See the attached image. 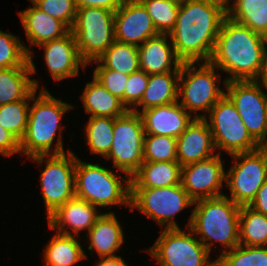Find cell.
<instances>
[{"mask_svg": "<svg viewBox=\"0 0 267 266\" xmlns=\"http://www.w3.org/2000/svg\"><path fill=\"white\" fill-rule=\"evenodd\" d=\"M114 118L90 117L85 136L91 153L106 157L113 143Z\"/></svg>", "mask_w": 267, "mask_h": 266, "instance_id": "1f68e13d", "label": "cell"}, {"mask_svg": "<svg viewBox=\"0 0 267 266\" xmlns=\"http://www.w3.org/2000/svg\"><path fill=\"white\" fill-rule=\"evenodd\" d=\"M93 76L112 95L117 96L124 105V90L127 85L128 76L111 69H95Z\"/></svg>", "mask_w": 267, "mask_h": 266, "instance_id": "ab89813d", "label": "cell"}, {"mask_svg": "<svg viewBox=\"0 0 267 266\" xmlns=\"http://www.w3.org/2000/svg\"><path fill=\"white\" fill-rule=\"evenodd\" d=\"M225 179L226 172L218 153L181 168V185L194 201L225 195L220 192Z\"/></svg>", "mask_w": 267, "mask_h": 266, "instance_id": "9a60e30c", "label": "cell"}, {"mask_svg": "<svg viewBox=\"0 0 267 266\" xmlns=\"http://www.w3.org/2000/svg\"><path fill=\"white\" fill-rule=\"evenodd\" d=\"M96 266H128L120 256L105 257L97 263Z\"/></svg>", "mask_w": 267, "mask_h": 266, "instance_id": "f6af8a7d", "label": "cell"}, {"mask_svg": "<svg viewBox=\"0 0 267 266\" xmlns=\"http://www.w3.org/2000/svg\"><path fill=\"white\" fill-rule=\"evenodd\" d=\"M123 2L124 0H75L77 8L100 7L114 12L121 7Z\"/></svg>", "mask_w": 267, "mask_h": 266, "instance_id": "b9f144b4", "label": "cell"}, {"mask_svg": "<svg viewBox=\"0 0 267 266\" xmlns=\"http://www.w3.org/2000/svg\"><path fill=\"white\" fill-rule=\"evenodd\" d=\"M44 266H74L87 258L75 236L56 232L44 250Z\"/></svg>", "mask_w": 267, "mask_h": 266, "instance_id": "83f0119b", "label": "cell"}, {"mask_svg": "<svg viewBox=\"0 0 267 266\" xmlns=\"http://www.w3.org/2000/svg\"><path fill=\"white\" fill-rule=\"evenodd\" d=\"M37 89L32 91V106H29V118L24 136L20 140V152L28 158L39 155L63 154V138L60 125L62 116L66 111L73 108V105L53 97L49 91L42 88L36 97ZM59 130L58 142L54 151L52 144L57 130ZM51 152V153H50Z\"/></svg>", "mask_w": 267, "mask_h": 266, "instance_id": "3957f363", "label": "cell"}, {"mask_svg": "<svg viewBox=\"0 0 267 266\" xmlns=\"http://www.w3.org/2000/svg\"><path fill=\"white\" fill-rule=\"evenodd\" d=\"M114 14L100 7L77 8L71 32L87 64L97 60L115 41Z\"/></svg>", "mask_w": 267, "mask_h": 266, "instance_id": "52a82bcc", "label": "cell"}, {"mask_svg": "<svg viewBox=\"0 0 267 266\" xmlns=\"http://www.w3.org/2000/svg\"><path fill=\"white\" fill-rule=\"evenodd\" d=\"M209 113L204 118L211 130L218 154H221L219 150L234 155L258 149V143L248 133L235 105L226 94Z\"/></svg>", "mask_w": 267, "mask_h": 266, "instance_id": "9c48e42d", "label": "cell"}, {"mask_svg": "<svg viewBox=\"0 0 267 266\" xmlns=\"http://www.w3.org/2000/svg\"><path fill=\"white\" fill-rule=\"evenodd\" d=\"M146 8L159 34H169L177 22L178 0H139Z\"/></svg>", "mask_w": 267, "mask_h": 266, "instance_id": "836d02e7", "label": "cell"}, {"mask_svg": "<svg viewBox=\"0 0 267 266\" xmlns=\"http://www.w3.org/2000/svg\"><path fill=\"white\" fill-rule=\"evenodd\" d=\"M108 168L99 164L82 162L78 157L75 165V195L96 207L111 205L130 206V179L125 184ZM126 186V187H124Z\"/></svg>", "mask_w": 267, "mask_h": 266, "instance_id": "5b68a950", "label": "cell"}, {"mask_svg": "<svg viewBox=\"0 0 267 266\" xmlns=\"http://www.w3.org/2000/svg\"><path fill=\"white\" fill-rule=\"evenodd\" d=\"M258 150L262 153V155L264 156L265 162L267 164V138L261 140L258 143Z\"/></svg>", "mask_w": 267, "mask_h": 266, "instance_id": "bcb514c9", "label": "cell"}, {"mask_svg": "<svg viewBox=\"0 0 267 266\" xmlns=\"http://www.w3.org/2000/svg\"><path fill=\"white\" fill-rule=\"evenodd\" d=\"M40 10L72 29L77 13L75 0H30Z\"/></svg>", "mask_w": 267, "mask_h": 266, "instance_id": "74e56055", "label": "cell"}, {"mask_svg": "<svg viewBox=\"0 0 267 266\" xmlns=\"http://www.w3.org/2000/svg\"><path fill=\"white\" fill-rule=\"evenodd\" d=\"M44 48L45 64L55 81L79 74V65L86 68L71 30L63 37L39 45Z\"/></svg>", "mask_w": 267, "mask_h": 266, "instance_id": "e0dca14e", "label": "cell"}, {"mask_svg": "<svg viewBox=\"0 0 267 266\" xmlns=\"http://www.w3.org/2000/svg\"><path fill=\"white\" fill-rule=\"evenodd\" d=\"M143 161H177V138L165 135L145 134Z\"/></svg>", "mask_w": 267, "mask_h": 266, "instance_id": "d590c367", "label": "cell"}, {"mask_svg": "<svg viewBox=\"0 0 267 266\" xmlns=\"http://www.w3.org/2000/svg\"><path fill=\"white\" fill-rule=\"evenodd\" d=\"M149 75L142 70L133 72L128 76L124 90V106L132 111L142 100L144 91L147 88Z\"/></svg>", "mask_w": 267, "mask_h": 266, "instance_id": "f35d334b", "label": "cell"}, {"mask_svg": "<svg viewBox=\"0 0 267 266\" xmlns=\"http://www.w3.org/2000/svg\"><path fill=\"white\" fill-rule=\"evenodd\" d=\"M254 81L262 88L267 89V44L265 45L262 62L258 75L254 78Z\"/></svg>", "mask_w": 267, "mask_h": 266, "instance_id": "ee69618b", "label": "cell"}, {"mask_svg": "<svg viewBox=\"0 0 267 266\" xmlns=\"http://www.w3.org/2000/svg\"><path fill=\"white\" fill-rule=\"evenodd\" d=\"M139 114L143 121L145 134L175 138H178L195 118L179 104V101L139 111Z\"/></svg>", "mask_w": 267, "mask_h": 266, "instance_id": "ffe728a7", "label": "cell"}, {"mask_svg": "<svg viewBox=\"0 0 267 266\" xmlns=\"http://www.w3.org/2000/svg\"><path fill=\"white\" fill-rule=\"evenodd\" d=\"M192 205L194 200L181 184L163 188H131L130 211L137 208L164 229L179 228L173 216Z\"/></svg>", "mask_w": 267, "mask_h": 266, "instance_id": "7c38bea8", "label": "cell"}, {"mask_svg": "<svg viewBox=\"0 0 267 266\" xmlns=\"http://www.w3.org/2000/svg\"><path fill=\"white\" fill-rule=\"evenodd\" d=\"M122 227L113 212H105L89 230L88 250L95 249L101 258L114 257L124 243Z\"/></svg>", "mask_w": 267, "mask_h": 266, "instance_id": "cb8c5ba5", "label": "cell"}, {"mask_svg": "<svg viewBox=\"0 0 267 266\" xmlns=\"http://www.w3.org/2000/svg\"><path fill=\"white\" fill-rule=\"evenodd\" d=\"M113 134V143L105 158L112 159L113 166L130 179L144 162L145 133L141 115L128 110L123 116L114 118Z\"/></svg>", "mask_w": 267, "mask_h": 266, "instance_id": "8fae6325", "label": "cell"}, {"mask_svg": "<svg viewBox=\"0 0 267 266\" xmlns=\"http://www.w3.org/2000/svg\"><path fill=\"white\" fill-rule=\"evenodd\" d=\"M32 4L33 7L18 12L30 46H39L44 42L61 38L70 31L63 22L46 14L33 2Z\"/></svg>", "mask_w": 267, "mask_h": 266, "instance_id": "7402d4cb", "label": "cell"}, {"mask_svg": "<svg viewBox=\"0 0 267 266\" xmlns=\"http://www.w3.org/2000/svg\"><path fill=\"white\" fill-rule=\"evenodd\" d=\"M231 156L237 163L226 173L225 182L230 188V198L240 206L249 205L267 180V164L258 149Z\"/></svg>", "mask_w": 267, "mask_h": 266, "instance_id": "5bb4252c", "label": "cell"}, {"mask_svg": "<svg viewBox=\"0 0 267 266\" xmlns=\"http://www.w3.org/2000/svg\"><path fill=\"white\" fill-rule=\"evenodd\" d=\"M227 5V0L180 1L177 22L169 33V40L183 63L210 61L222 22L227 17Z\"/></svg>", "mask_w": 267, "mask_h": 266, "instance_id": "6da1fadb", "label": "cell"}, {"mask_svg": "<svg viewBox=\"0 0 267 266\" xmlns=\"http://www.w3.org/2000/svg\"><path fill=\"white\" fill-rule=\"evenodd\" d=\"M218 256L216 266H267V246L238 245Z\"/></svg>", "mask_w": 267, "mask_h": 266, "instance_id": "e575fe53", "label": "cell"}, {"mask_svg": "<svg viewBox=\"0 0 267 266\" xmlns=\"http://www.w3.org/2000/svg\"><path fill=\"white\" fill-rule=\"evenodd\" d=\"M230 0H227L229 4ZM227 5V16L267 37V0H233Z\"/></svg>", "mask_w": 267, "mask_h": 266, "instance_id": "f1b7e54d", "label": "cell"}, {"mask_svg": "<svg viewBox=\"0 0 267 266\" xmlns=\"http://www.w3.org/2000/svg\"><path fill=\"white\" fill-rule=\"evenodd\" d=\"M29 100L32 101V92L24 100L0 106L1 127L12 133L19 141L24 136L27 128Z\"/></svg>", "mask_w": 267, "mask_h": 266, "instance_id": "d6a6232c", "label": "cell"}, {"mask_svg": "<svg viewBox=\"0 0 267 266\" xmlns=\"http://www.w3.org/2000/svg\"><path fill=\"white\" fill-rule=\"evenodd\" d=\"M20 152V141L0 125V153L9 156Z\"/></svg>", "mask_w": 267, "mask_h": 266, "instance_id": "60d3db41", "label": "cell"}, {"mask_svg": "<svg viewBox=\"0 0 267 266\" xmlns=\"http://www.w3.org/2000/svg\"><path fill=\"white\" fill-rule=\"evenodd\" d=\"M186 229L189 232L180 228L163 229L153 247L146 251L160 266H216V260L210 261V252L191 228Z\"/></svg>", "mask_w": 267, "mask_h": 266, "instance_id": "ba28073f", "label": "cell"}, {"mask_svg": "<svg viewBox=\"0 0 267 266\" xmlns=\"http://www.w3.org/2000/svg\"><path fill=\"white\" fill-rule=\"evenodd\" d=\"M115 40L141 45L159 35L146 8L139 0H124L114 14Z\"/></svg>", "mask_w": 267, "mask_h": 266, "instance_id": "2e32d148", "label": "cell"}, {"mask_svg": "<svg viewBox=\"0 0 267 266\" xmlns=\"http://www.w3.org/2000/svg\"><path fill=\"white\" fill-rule=\"evenodd\" d=\"M239 245L267 246V215L253 210L248 205L241 206Z\"/></svg>", "mask_w": 267, "mask_h": 266, "instance_id": "4dcf8cb0", "label": "cell"}, {"mask_svg": "<svg viewBox=\"0 0 267 266\" xmlns=\"http://www.w3.org/2000/svg\"><path fill=\"white\" fill-rule=\"evenodd\" d=\"M267 37L231 20H223L210 62L232 80H254L260 70Z\"/></svg>", "mask_w": 267, "mask_h": 266, "instance_id": "7a4b0ae2", "label": "cell"}, {"mask_svg": "<svg viewBox=\"0 0 267 266\" xmlns=\"http://www.w3.org/2000/svg\"><path fill=\"white\" fill-rule=\"evenodd\" d=\"M168 38L169 34H159L138 46L140 70L148 75L180 72L183 62L176 55L171 40L167 43Z\"/></svg>", "mask_w": 267, "mask_h": 266, "instance_id": "44dd1931", "label": "cell"}, {"mask_svg": "<svg viewBox=\"0 0 267 266\" xmlns=\"http://www.w3.org/2000/svg\"><path fill=\"white\" fill-rule=\"evenodd\" d=\"M95 205L84 199L73 197L60 206L48 217L50 229L65 235H79L82 230H89L94 226L97 219L102 215ZM71 227L72 234L67 228Z\"/></svg>", "mask_w": 267, "mask_h": 266, "instance_id": "d6986e66", "label": "cell"}, {"mask_svg": "<svg viewBox=\"0 0 267 266\" xmlns=\"http://www.w3.org/2000/svg\"><path fill=\"white\" fill-rule=\"evenodd\" d=\"M29 56L26 66L0 69V106L24 100L34 89L38 90L37 80L30 78L36 67Z\"/></svg>", "mask_w": 267, "mask_h": 266, "instance_id": "603a6c76", "label": "cell"}, {"mask_svg": "<svg viewBox=\"0 0 267 266\" xmlns=\"http://www.w3.org/2000/svg\"><path fill=\"white\" fill-rule=\"evenodd\" d=\"M67 153L39 155L31 158L41 165L46 161V166L40 174V184L48 217L76 196L75 165L77 156L71 150H68Z\"/></svg>", "mask_w": 267, "mask_h": 266, "instance_id": "30bf717a", "label": "cell"}, {"mask_svg": "<svg viewBox=\"0 0 267 266\" xmlns=\"http://www.w3.org/2000/svg\"><path fill=\"white\" fill-rule=\"evenodd\" d=\"M198 68L195 62H185L181 65L178 81L179 103L188 113L196 112L195 118H204L206 115H197L198 111L208 112L225 95L217 85L220 74H216L215 66L210 62H200Z\"/></svg>", "mask_w": 267, "mask_h": 266, "instance_id": "8992f818", "label": "cell"}, {"mask_svg": "<svg viewBox=\"0 0 267 266\" xmlns=\"http://www.w3.org/2000/svg\"><path fill=\"white\" fill-rule=\"evenodd\" d=\"M248 206L259 213L267 215V180L257 191L255 198Z\"/></svg>", "mask_w": 267, "mask_h": 266, "instance_id": "7bdbcfd3", "label": "cell"}, {"mask_svg": "<svg viewBox=\"0 0 267 266\" xmlns=\"http://www.w3.org/2000/svg\"><path fill=\"white\" fill-rule=\"evenodd\" d=\"M205 118H194L177 138V162L181 166L208 159L217 153Z\"/></svg>", "mask_w": 267, "mask_h": 266, "instance_id": "ac0fdd59", "label": "cell"}, {"mask_svg": "<svg viewBox=\"0 0 267 266\" xmlns=\"http://www.w3.org/2000/svg\"><path fill=\"white\" fill-rule=\"evenodd\" d=\"M225 87L251 137L257 143L266 139L267 93L254 80L227 81Z\"/></svg>", "mask_w": 267, "mask_h": 266, "instance_id": "4fadbf2b", "label": "cell"}, {"mask_svg": "<svg viewBox=\"0 0 267 266\" xmlns=\"http://www.w3.org/2000/svg\"><path fill=\"white\" fill-rule=\"evenodd\" d=\"M80 98L85 112L91 114L90 117L117 118L128 111L121 100L112 95L94 76L93 81L86 84Z\"/></svg>", "mask_w": 267, "mask_h": 266, "instance_id": "4316f807", "label": "cell"}, {"mask_svg": "<svg viewBox=\"0 0 267 266\" xmlns=\"http://www.w3.org/2000/svg\"><path fill=\"white\" fill-rule=\"evenodd\" d=\"M96 69H111L125 75L140 70L138 46L115 40L95 61ZM100 63V64H99Z\"/></svg>", "mask_w": 267, "mask_h": 266, "instance_id": "f546056e", "label": "cell"}, {"mask_svg": "<svg viewBox=\"0 0 267 266\" xmlns=\"http://www.w3.org/2000/svg\"><path fill=\"white\" fill-rule=\"evenodd\" d=\"M266 123H267V105H266Z\"/></svg>", "mask_w": 267, "mask_h": 266, "instance_id": "7dc6e473", "label": "cell"}, {"mask_svg": "<svg viewBox=\"0 0 267 266\" xmlns=\"http://www.w3.org/2000/svg\"><path fill=\"white\" fill-rule=\"evenodd\" d=\"M179 75L180 72H165L149 75L147 88L143 93L142 100L132 111L139 113V106H143L141 111H144L179 101Z\"/></svg>", "mask_w": 267, "mask_h": 266, "instance_id": "484cf974", "label": "cell"}, {"mask_svg": "<svg viewBox=\"0 0 267 266\" xmlns=\"http://www.w3.org/2000/svg\"><path fill=\"white\" fill-rule=\"evenodd\" d=\"M32 55L17 36L0 30V69L26 66Z\"/></svg>", "mask_w": 267, "mask_h": 266, "instance_id": "8d00e7d4", "label": "cell"}, {"mask_svg": "<svg viewBox=\"0 0 267 266\" xmlns=\"http://www.w3.org/2000/svg\"><path fill=\"white\" fill-rule=\"evenodd\" d=\"M194 204L187 227L199 235L198 240L209 252L215 242L226 247L222 253L239 245L240 205L226 195L199 199Z\"/></svg>", "mask_w": 267, "mask_h": 266, "instance_id": "277c9868", "label": "cell"}, {"mask_svg": "<svg viewBox=\"0 0 267 266\" xmlns=\"http://www.w3.org/2000/svg\"><path fill=\"white\" fill-rule=\"evenodd\" d=\"M181 168L177 161L143 162L130 177V187L163 188L181 184Z\"/></svg>", "mask_w": 267, "mask_h": 266, "instance_id": "d4e9b609", "label": "cell"}]
</instances>
